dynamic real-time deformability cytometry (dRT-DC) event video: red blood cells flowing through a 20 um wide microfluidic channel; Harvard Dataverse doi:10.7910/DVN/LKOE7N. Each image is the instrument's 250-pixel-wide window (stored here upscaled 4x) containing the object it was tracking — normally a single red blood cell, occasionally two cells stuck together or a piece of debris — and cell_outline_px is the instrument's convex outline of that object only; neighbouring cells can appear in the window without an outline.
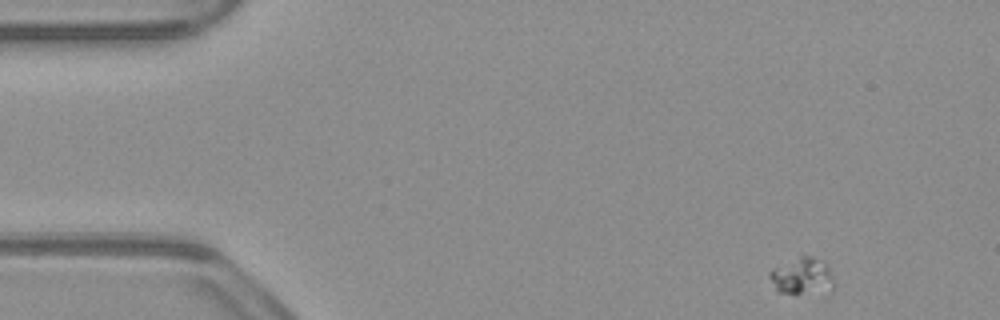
{"species": "common noctule bat (a hibernating species)", "species_latin": "Nyctalus noctula", "temperature_condition": "warm", "stored_images_in_passage": 50, "camera_frame_rate_fps": 3000, "um_per_image_px": 0.085, "animal": {"sex": "male", "body_mass_g": 23.1, "forearm_length_mm": 52.7}, "frame": {"image": 1, "passage_image": 1, "time_ms": 0.0, "image_size_px": [1000, 320], "cell_outline_px": [[836, 288], [832, 296], [796, 296], [776, 292], [768, 276], [768, 272], [772, 268], [800, 256], [812, 256], [824, 260], [828, 264], [836, 284]], "centroid_in_image_um": [68.29, 23.6], "position_along_channel_um": 16.7, "area_um2": 15.55}}
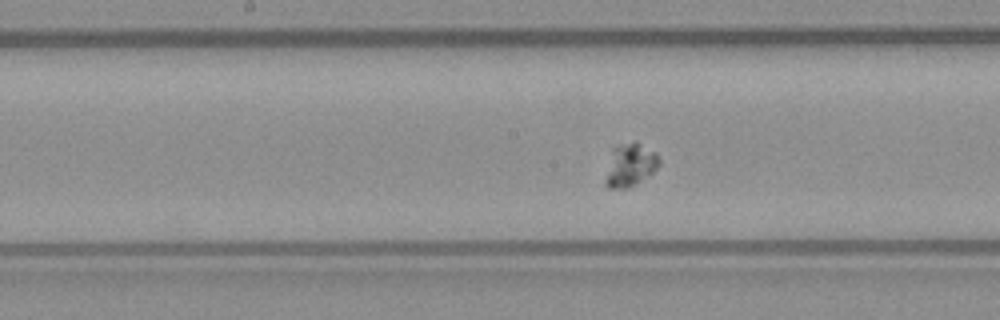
{"frame": {"image": 2, "passage_image": 23, "time_ms": 7.333, "image_size_px": [1000, 320], "cell_outline_px": [[660, 164], [652, 172], [632, 184], [624, 188], [608, 188], [604, 184], [604, 180], [612, 148], [620, 144], [636, 140], [656, 152], [660, 156]], "centroid_in_image_um": [53.55, 13.97], "position_along_channel_um": 194.7, "area_um2": 13.41}}
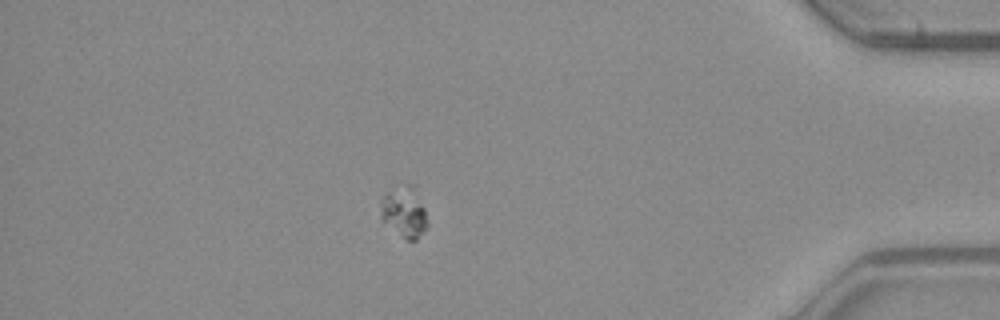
{"frame": {"image": 3, "passage_image": 43, "time_ms": 14.0, "image_size_px": [1000, 320], "cell_outline_px": [[428, 224], [416, 240], [408, 240], [380, 220], [380, 196], [388, 192], [408, 184], [416, 184], [424, 208]], "centroid_in_image_um": [34.34, 17.98], "position_along_channel_um": 400.9, "area_um2": 13.93}}